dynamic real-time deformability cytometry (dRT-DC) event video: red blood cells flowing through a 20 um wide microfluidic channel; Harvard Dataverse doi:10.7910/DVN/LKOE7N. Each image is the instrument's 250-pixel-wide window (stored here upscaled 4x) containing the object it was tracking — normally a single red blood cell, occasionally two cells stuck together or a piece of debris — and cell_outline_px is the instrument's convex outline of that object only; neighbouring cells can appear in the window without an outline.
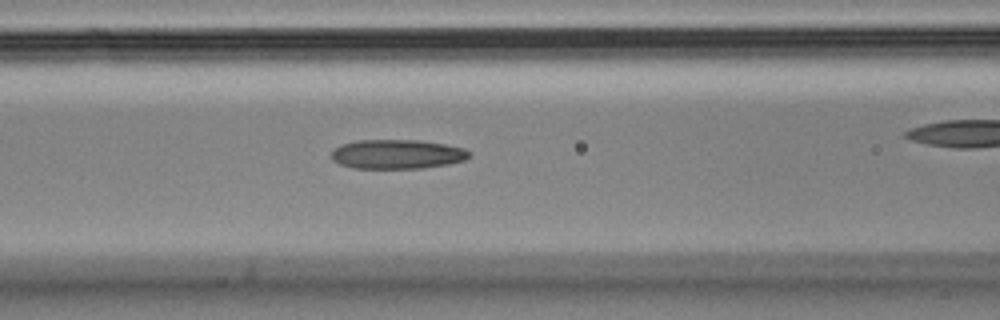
{"species": "Egyptian fruit bat (a non-hibernating species)", "species_latin": "Rousettus aegyptiacus", "temperature_condition": "cold", "stored_images_in_passage": 37, "camera_frame_rate_fps": 3000, "um_per_image_px": 0.085, "animal": {"sex": "male"}, "frame": {"image": 1, "passage_image": 15, "time_ms": 4.667, "image_size_px": [1000, 320], "cell_outline_px": [[472, 156], [464, 160], [448, 164], [424, 168], [352, 168], [340, 164], [332, 160], [332, 152], [340, 144], [356, 140], [420, 140], [444, 144], [464, 148], [472, 152]], "centroid_in_image_um": [33.78, 13.1], "position_along_channel_um": 132.8, "area_um2": 23.7}}
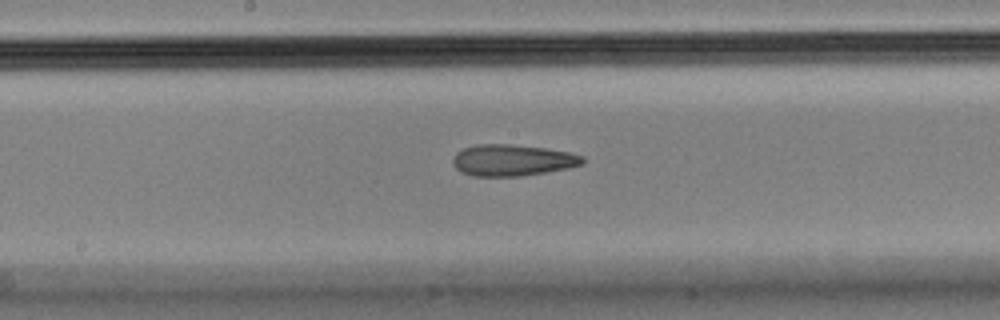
{"frame": {"image": 2, "passage_image": 21, "time_ms": 6.667, "image_size_px": [1000, 320], "cell_outline_px": [[584, 164], [568, 168], [520, 176], [472, 176], [460, 172], [452, 164], [452, 160], [456, 152], [464, 148], [476, 144], [508, 144], [544, 148], [568, 152], [584, 156]], "centroid_in_image_um": [43.52, 13.62], "position_along_channel_um": 204.7, "area_um2": 23.76}}
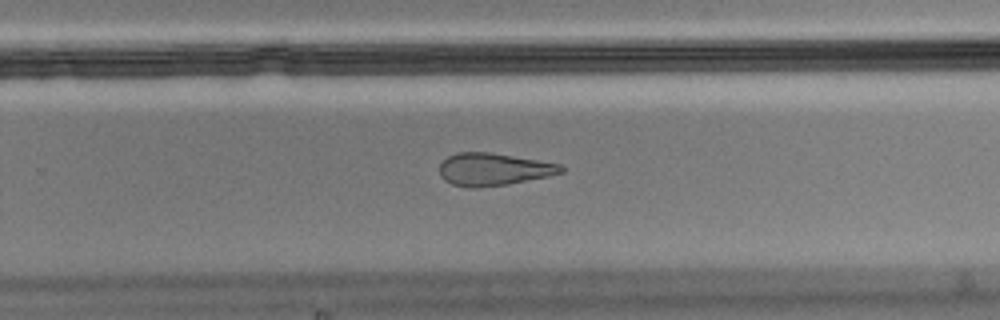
{"frame": {"image": 3, "passage_image": 28, "time_ms": 9.0, "image_size_px": [1000, 320], "cell_outline_px": [[564, 172], [548, 176], [508, 184], [480, 188], [468, 188], [452, 184], [444, 180], [440, 176], [440, 164], [448, 156], [456, 152], [488, 152], [560, 164], [564, 168]], "centroid_in_image_um": [41.91, 14.4], "position_along_channel_um": 287.9, "area_um2": 22.95}}